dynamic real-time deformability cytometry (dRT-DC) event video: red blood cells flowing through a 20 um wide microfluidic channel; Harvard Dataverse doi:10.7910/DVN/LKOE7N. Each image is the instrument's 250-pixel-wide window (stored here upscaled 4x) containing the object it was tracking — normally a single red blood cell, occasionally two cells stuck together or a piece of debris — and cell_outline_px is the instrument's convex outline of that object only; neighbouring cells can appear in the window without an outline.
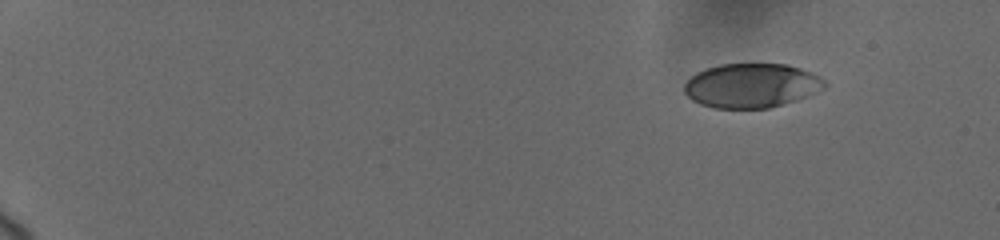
{"species": "human", "species_latin": "Homo sapiens", "temperature_condition": "cold", "stored_images_in_passage": 9, "camera_frame_rate_fps": 3000, "um_per_image_px": 0.085, "donor": {"sex": "female"}, "frame": {"image": 1, "passage_image": 1, "time_ms": 0.0, "image_size_px": [1000, 240], "cell_outline_px": [[828, 84], [824, 88], [808, 96], [796, 100], [768, 108], [716, 108], [700, 104], [692, 100], [684, 92], [684, 84], [696, 72], [720, 64], [788, 64], [812, 72], [820, 76]], "centroid_in_image_um": [63.89, 7.27], "position_along_channel_um": 21.1, "area_um2": 36.24}}